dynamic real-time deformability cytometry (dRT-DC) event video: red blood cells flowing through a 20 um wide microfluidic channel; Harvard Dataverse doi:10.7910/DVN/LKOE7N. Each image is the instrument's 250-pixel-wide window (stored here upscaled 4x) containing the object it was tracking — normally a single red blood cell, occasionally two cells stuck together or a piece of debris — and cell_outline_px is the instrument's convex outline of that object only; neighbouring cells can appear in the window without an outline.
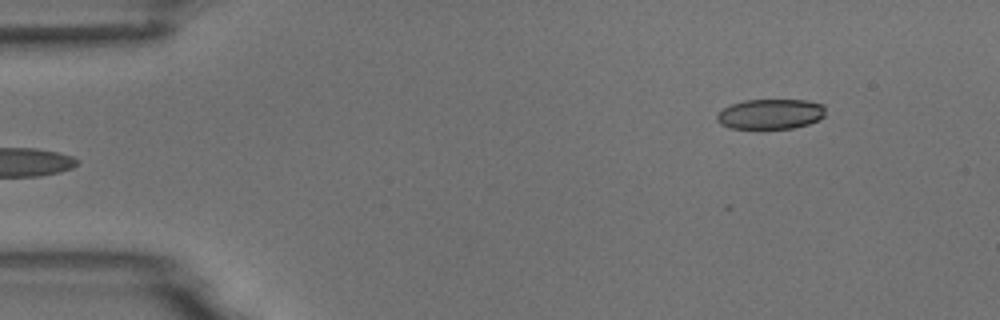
{"species": "common noctule bat (a hibernating species)", "species_latin": "Nyctalus noctula", "temperature_condition": "room temperature", "stored_images_in_passage": 6, "camera_frame_rate_fps": 3000, "um_per_image_px": 0.085, "animal": {"sex": "male", "body_mass_g": 18.8}, "frame": {"image": 1, "passage_image": 6, "time_ms": 5.667, "image_size_px": [1000, 320], "cell_outline_px": [[824, 116], [808, 124], [792, 128], [760, 132], [732, 128], [720, 124], [716, 120], [716, 116], [724, 108], [732, 104], [744, 100], [808, 100], [824, 104]], "centroid_in_image_um": [65.46, 9.74], "position_along_channel_um": 19.5, "area_um2": 19.77}}